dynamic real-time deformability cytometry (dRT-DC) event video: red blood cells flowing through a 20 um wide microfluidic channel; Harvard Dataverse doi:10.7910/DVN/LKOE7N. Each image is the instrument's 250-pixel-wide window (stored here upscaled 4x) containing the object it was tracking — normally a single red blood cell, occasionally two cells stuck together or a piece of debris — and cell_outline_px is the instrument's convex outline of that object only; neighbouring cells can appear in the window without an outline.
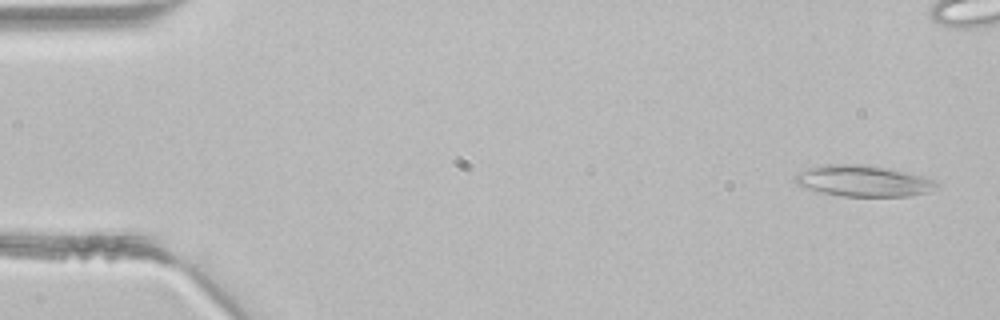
{"species": "common noctule bat (a hibernating species)", "species_latin": "Nyctalus noctula", "temperature_condition": "room temperature", "stored_images_in_passage": 4, "camera_frame_rate_fps": 3000, "um_per_image_px": 0.085, "animal": {"sex": "male", "body_mass_g": 21.5, "forearm_length_mm": 52.0}, "frame": {"image": 1, "passage_image": 1, "time_ms": 0.0, "image_size_px": [1000, 320], "cell_outline_px": [[940, 188], [912, 196], [840, 196], [820, 192], [796, 184], [796, 176], [800, 172], [808, 168], [824, 164], [860, 164], [888, 168], [908, 172], [924, 176], [936, 180], [940, 184]], "centroid_in_image_um": [73.46, 15.38], "position_along_channel_um": 11.5, "area_um2": 25.78}}